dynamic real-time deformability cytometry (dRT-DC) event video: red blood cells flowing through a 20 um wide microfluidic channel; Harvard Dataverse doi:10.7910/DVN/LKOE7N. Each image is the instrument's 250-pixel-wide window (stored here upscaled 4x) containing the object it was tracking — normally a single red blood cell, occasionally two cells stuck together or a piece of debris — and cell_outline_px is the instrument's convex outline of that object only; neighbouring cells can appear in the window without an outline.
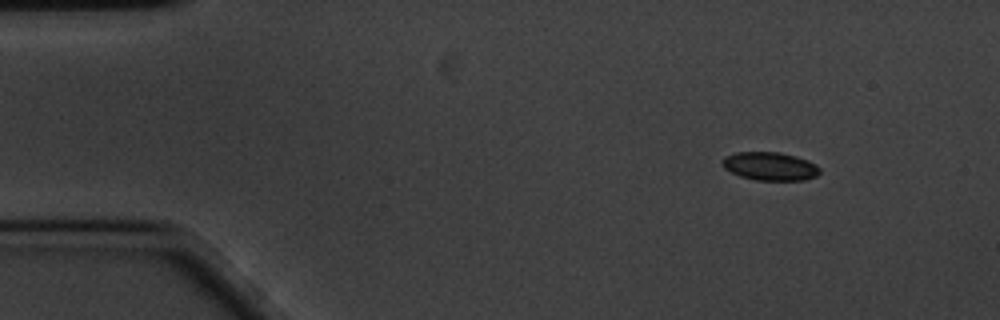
{"species": "common noctule bat (a hibernating species)", "species_latin": "Nyctalus noctula", "temperature_condition": "cold", "stored_images_in_passage": 9, "camera_frame_rate_fps": 3000, "um_per_image_px": 0.085, "animal": {"sex": "male", "body_mass_g": 20.1, "forearm_length_mm": 53.5}, "frame": {"image": 1, "passage_image": 1, "time_ms": 0.0, "image_size_px": [1000, 320], "cell_outline_px": [[820, 172], [816, 176], [804, 180], [756, 180], [740, 176], [724, 168], [720, 160], [724, 156], [736, 152], [780, 152], [796, 156], [808, 160], [816, 164], [820, 168]], "centroid_in_image_um": [65.44, 14.12], "position_along_channel_um": 19.6, "area_um2": 16.18}}